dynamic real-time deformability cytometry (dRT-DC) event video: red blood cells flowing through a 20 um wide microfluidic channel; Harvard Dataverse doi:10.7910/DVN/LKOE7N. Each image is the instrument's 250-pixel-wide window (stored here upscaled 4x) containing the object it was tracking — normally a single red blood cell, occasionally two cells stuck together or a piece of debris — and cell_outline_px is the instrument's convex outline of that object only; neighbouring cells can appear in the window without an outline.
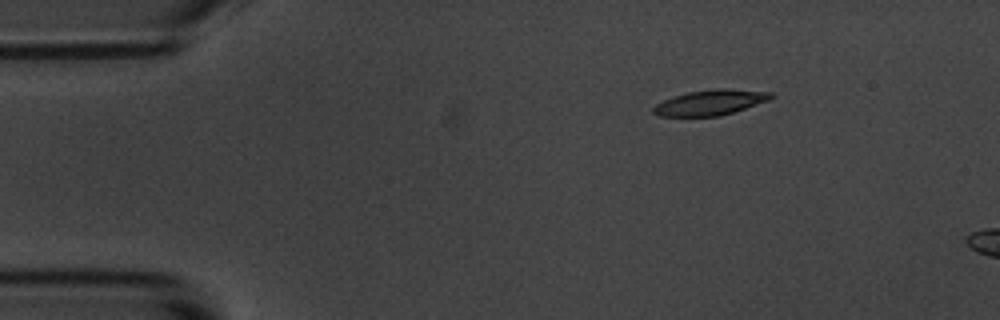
{"species": "common noctule bat (a hibernating species)", "species_latin": "Nyctalus noctula", "temperature_condition": "room temperature", "stored_images_in_passage": 9, "camera_frame_rate_fps": 3000, "um_per_image_px": 0.085, "animal": {"sex": "male", "body_mass_g": 20.1, "forearm_length_mm": 53.5}, "frame": {"image": 1, "passage_image": 1, "time_ms": 0.0, "image_size_px": [1000, 320], "cell_outline_px": [[776, 96], [768, 100], [720, 116], [660, 116], [652, 112], [652, 108], [656, 104], [672, 96], [688, 92], [716, 88], [724, 88], [772, 92]], "centroid_in_image_um": [60.37, 8.7], "position_along_channel_um": 24.6, "area_um2": 17.28}}